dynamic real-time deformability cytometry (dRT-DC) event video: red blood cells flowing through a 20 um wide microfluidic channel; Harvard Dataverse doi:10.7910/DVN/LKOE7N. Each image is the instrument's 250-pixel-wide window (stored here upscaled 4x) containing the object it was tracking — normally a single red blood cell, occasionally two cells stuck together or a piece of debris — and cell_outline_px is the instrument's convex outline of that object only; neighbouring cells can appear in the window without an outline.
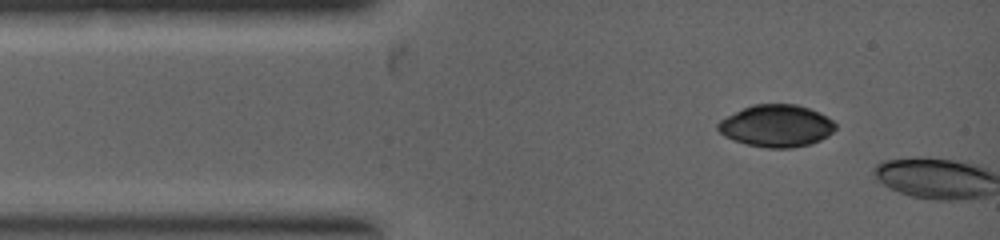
{"species": "common noctule bat (a hibernating species)", "species_latin": "Nyctalus noctula", "temperature_condition": "warm", "stored_images_in_passage": 2, "camera_frame_rate_fps": 5000, "um_per_image_px": 0.085, "animal": {"sex": "female", "body_mass_g": 19.0, "forearm_length_mm": 53.3}, "frame": {"image": 1, "passage_image": 1, "time_ms": 0.0, "image_size_px": [1000, 240], "cell_outline_px": [[836, 128], [828, 136], [820, 140], [808, 144], [792, 148], [768, 148], [748, 144], [732, 140], [724, 136], [716, 128], [716, 124], [720, 120], [752, 104], [796, 104], [820, 112], [832, 120], [836, 124]], "centroid_in_image_um": [65.99, 10.7], "position_along_channel_um": 19.0, "area_um2": 28.78}}